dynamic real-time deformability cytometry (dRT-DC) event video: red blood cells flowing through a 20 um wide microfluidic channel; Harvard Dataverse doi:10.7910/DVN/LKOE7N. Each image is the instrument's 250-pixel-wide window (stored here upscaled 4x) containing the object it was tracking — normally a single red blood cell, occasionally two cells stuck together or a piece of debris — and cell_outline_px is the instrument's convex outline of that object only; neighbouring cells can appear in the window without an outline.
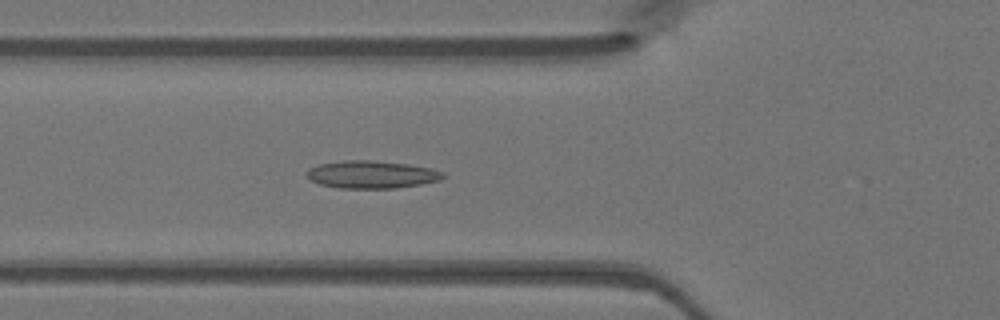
{"species": "Egyptian fruit bat (a non-hibernating species)", "species_latin": "Rousettus aegyptiacus", "temperature_condition": "warm", "stored_images_in_passage": 49, "segment_of_instrument_passage": [1, 2], "camera_frame_rate_fps": 3000, "um_per_image_px": 0.085, "animal": {"sex": "female"}, "frame": {"image": 1, "passage_image": 17, "time_ms": 5.333, "image_size_px": [1000, 320], "cell_outline_px": [[444, 176], [440, 180], [420, 184], [396, 188], [340, 188], [320, 184], [308, 180], [308, 168], [320, 164], [344, 160], [368, 160], [408, 164], [428, 168], [444, 172]], "centroid_in_image_um": [31.56, 14.83], "position_along_channel_um": 94.2, "area_um2": 21.73}}
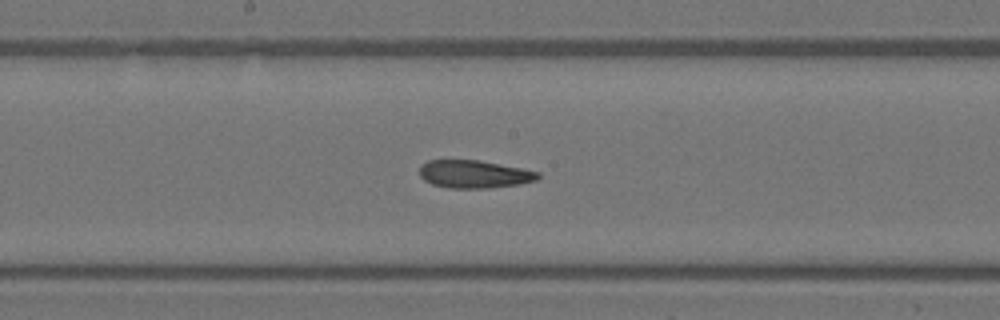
{"frame": {"image": 2, "passage_image": 25, "time_ms": 8.0, "image_size_px": [1000, 320], "cell_outline_px": [[540, 176], [536, 180], [520, 184], [488, 188], [448, 188], [432, 184], [424, 180], [420, 176], [420, 164], [428, 160], [476, 160], [520, 168], [540, 172]], "centroid_in_image_um": [40.27, 14.81], "position_along_channel_um": 207.9, "area_um2": 19.13}}
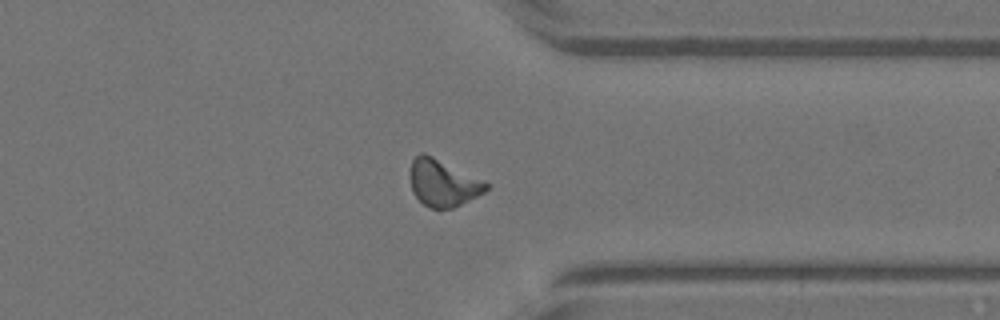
{"frame": {"image": 3, "passage_image": 37, "time_ms": 12.0, "image_size_px": [1000, 320], "cell_outline_px": [[488, 188], [484, 192], [452, 208], [428, 208], [412, 192], [408, 176], [408, 172], [412, 160], [420, 152], [424, 152], [488, 184]], "centroid_in_image_um": [37.55, 15.55], "position_along_channel_um": 373.8, "area_um2": 20.35}}